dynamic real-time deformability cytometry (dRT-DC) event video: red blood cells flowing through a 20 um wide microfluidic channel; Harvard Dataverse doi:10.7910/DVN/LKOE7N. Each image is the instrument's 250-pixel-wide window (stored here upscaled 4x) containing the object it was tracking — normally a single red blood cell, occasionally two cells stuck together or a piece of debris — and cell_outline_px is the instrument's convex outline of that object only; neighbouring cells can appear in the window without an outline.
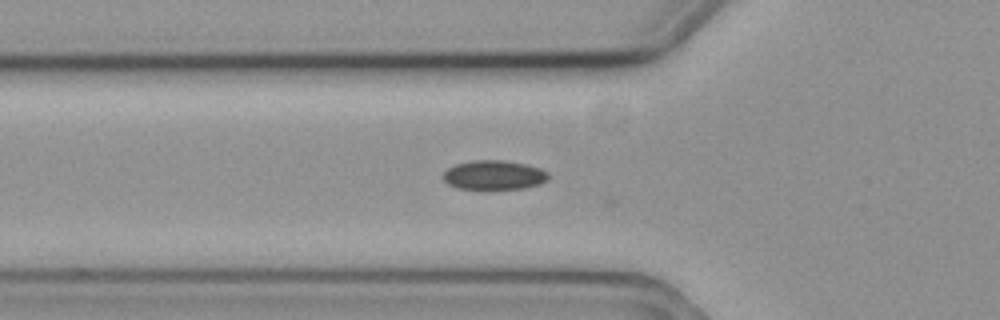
{"species": "common noctule bat (a hibernating species)", "species_latin": "Nyctalus noctula", "temperature_condition": "cold", "stored_images_in_passage": 29, "camera_frame_rate_fps": 3000, "um_per_image_px": 0.085, "animal": {"sex": "female", "body_mass_g": 19.3, "forearm_length_mm": 54.1}, "frame": {"image": 1, "passage_image": 4, "time_ms": 1.0, "image_size_px": [1000, 320], "cell_outline_px": [[548, 180], [540, 184], [524, 188], [456, 188], [448, 184], [440, 176], [448, 168], [456, 164], [472, 160], [504, 160], [524, 164], [540, 168], [548, 172]], "centroid_in_image_um": [41.97, 14.87], "position_along_channel_um": 83.8, "area_um2": 17.86}}
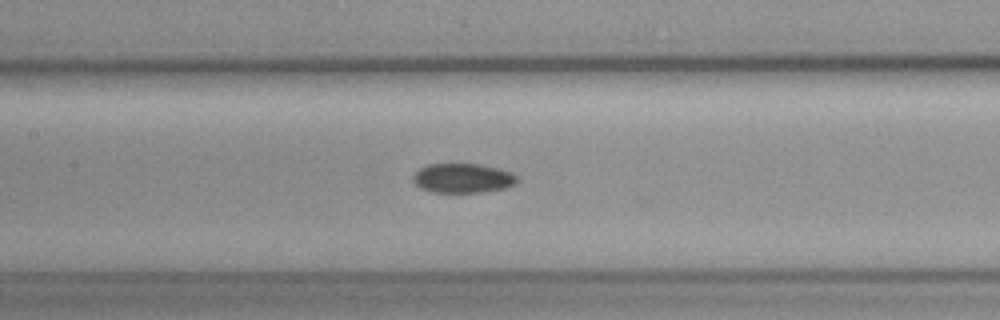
{"frame": {"image": 2, "passage_image": 11, "time_ms": 3.333, "image_size_px": [1000, 320], "cell_outline_px": [[520, 180], [516, 184], [504, 188], [480, 192], [432, 192], [420, 188], [412, 180], [412, 176], [420, 168], [428, 164], [480, 164], [512, 172]], "centroid_in_image_um": [39.34, 15.14], "position_along_channel_um": 168.1, "area_um2": 17.86}}
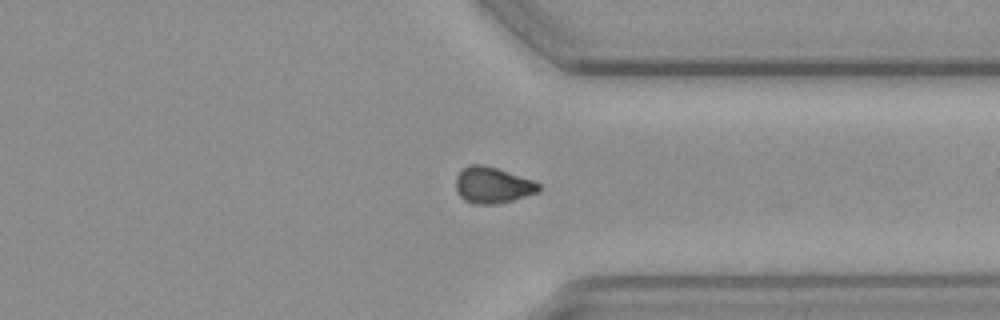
{"frame": {"image": 3, "passage_image": 28, "time_ms": 9.0, "image_size_px": [1000, 320], "cell_outline_px": [[540, 192], [512, 200], [496, 204], [472, 204], [464, 200], [456, 192], [456, 176], [468, 164], [480, 164], [496, 168], [532, 180], [540, 184]], "centroid_in_image_um": [41.85, 15.75], "position_along_channel_um": 369.6, "area_um2": 17.46}}